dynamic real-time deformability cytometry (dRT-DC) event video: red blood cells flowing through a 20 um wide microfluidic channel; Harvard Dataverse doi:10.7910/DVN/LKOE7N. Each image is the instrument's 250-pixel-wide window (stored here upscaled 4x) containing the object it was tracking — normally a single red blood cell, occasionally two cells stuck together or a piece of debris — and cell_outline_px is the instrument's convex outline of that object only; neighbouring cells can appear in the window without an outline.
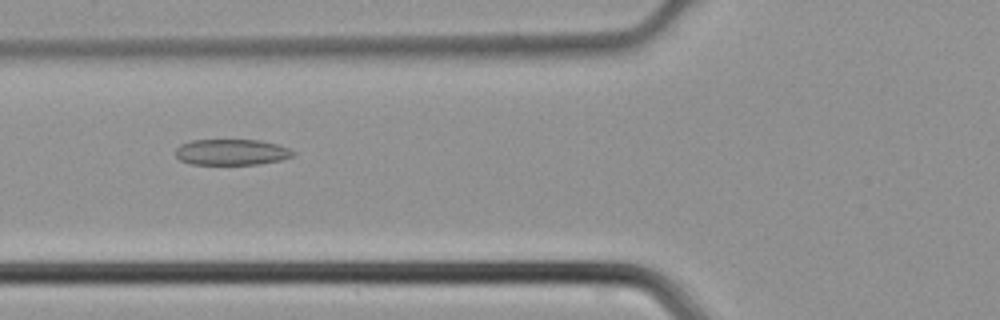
{"species": "common noctule bat (a hibernating species)", "species_latin": "Nyctalus noctula", "temperature_condition": "cold", "stored_images_in_passage": 39, "camera_frame_rate_fps": 3000, "um_per_image_px": 0.085, "animal": {"sex": "male", "body_mass_g": 21.5, "forearm_length_mm": 52.0}, "frame": {"image": 1, "passage_image": 11, "time_ms": 3.333, "image_size_px": [1000, 320], "cell_outline_px": [[296, 152], [292, 156], [280, 160], [256, 164], [192, 164], [180, 160], [176, 156], [176, 148], [180, 144], [192, 140], [260, 140], [280, 144]], "centroid_in_image_um": [19.69, 12.92], "position_along_channel_um": 106.1, "area_um2": 17.74}}
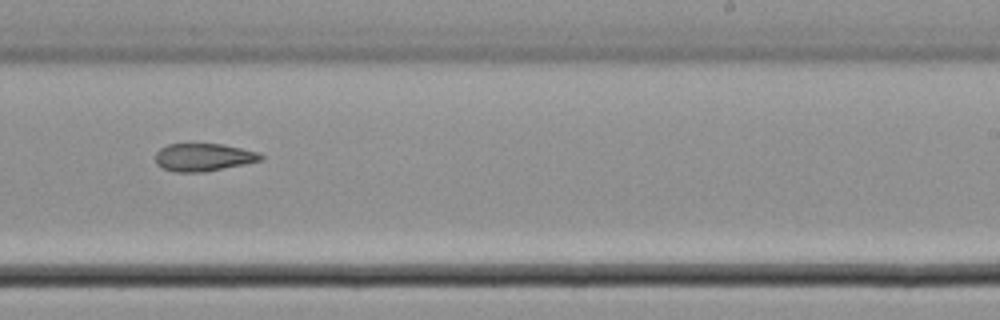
{"frame": {"image": 2, "passage_image": 22, "time_ms": 7.0, "image_size_px": [1000, 320], "cell_outline_px": [[264, 160], [204, 172], [176, 172], [164, 168], [156, 164], [156, 152], [160, 148], [168, 144], [224, 144], [260, 152], [264, 156]], "centroid_in_image_um": [17.33, 13.36], "position_along_channel_um": 271.7, "area_um2": 17.11}}
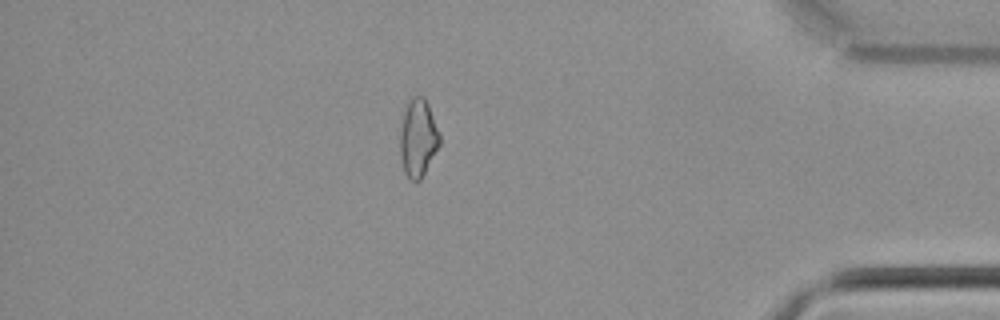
{"frame": {"image": 3, "passage_image": 33, "time_ms": 10.667, "image_size_px": [1000, 320], "cell_outline_px": [[440, 144], [420, 180], [412, 180], [404, 172], [400, 160], [400, 128], [404, 112], [412, 96], [424, 96], [428, 104], [440, 132]], "centroid_in_image_um": [35.53, 11.72], "position_along_channel_um": 399.7, "area_um2": 17.86}}